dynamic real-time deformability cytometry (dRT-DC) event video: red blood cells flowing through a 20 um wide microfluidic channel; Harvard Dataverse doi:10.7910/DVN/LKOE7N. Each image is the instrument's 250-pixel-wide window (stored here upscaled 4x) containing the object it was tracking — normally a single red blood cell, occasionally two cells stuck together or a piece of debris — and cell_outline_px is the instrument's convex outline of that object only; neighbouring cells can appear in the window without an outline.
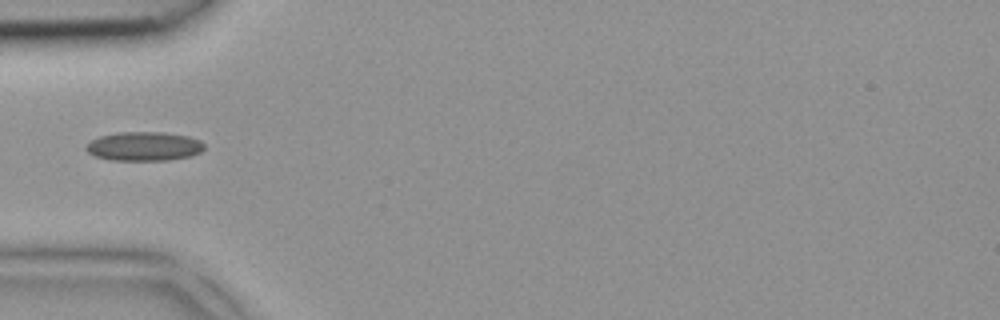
{"species": "common noctule bat (a hibernating species)", "species_latin": "Nyctalus noctula", "temperature_condition": "room temperature", "stored_images_in_passage": 3, "camera_frame_rate_fps": 3000, "um_per_image_px": 0.085, "animal": {"sex": "female", "body_mass_g": 18.4}, "frame": {"image": 1, "passage_image": 3, "time_ms": 0.667, "image_size_px": [1000, 320], "cell_outline_px": [[204, 148], [200, 152], [192, 156], [168, 160], [112, 160], [96, 156], [88, 152], [84, 148], [92, 140], [100, 136], [120, 132], [164, 132], [188, 136], [200, 140], [204, 144]], "centroid_in_image_um": [12.27, 12.43], "position_along_channel_um": 72.7, "area_um2": 19.94}}